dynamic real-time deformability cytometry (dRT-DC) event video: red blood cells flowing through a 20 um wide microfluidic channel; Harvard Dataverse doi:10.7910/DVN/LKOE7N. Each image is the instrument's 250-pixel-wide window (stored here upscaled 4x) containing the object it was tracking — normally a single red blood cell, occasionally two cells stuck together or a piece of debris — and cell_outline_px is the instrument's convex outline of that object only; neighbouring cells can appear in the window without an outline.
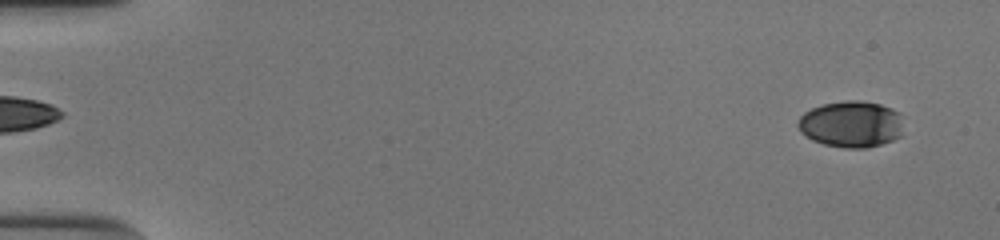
{"species": "human", "species_latin": "Homo sapiens", "temperature_condition": "cold", "stored_images_in_passage": 55, "camera_frame_rate_fps": 3000, "um_per_image_px": 0.085, "donor": {"sex": "male"}, "frame": {"image": 1, "passage_image": 4, "time_ms": 1.0, "image_size_px": [1000, 240], "cell_outline_px": [[904, 136], [868, 148], [844, 148], [824, 144], [812, 140], [800, 132], [796, 124], [800, 116], [804, 112], [812, 108], [824, 104], [844, 100], [860, 100], [880, 104], [892, 108], [900, 112]], "centroid_in_image_um": [72.37, 10.55], "position_along_channel_um": 12.6, "area_um2": 29.02}}
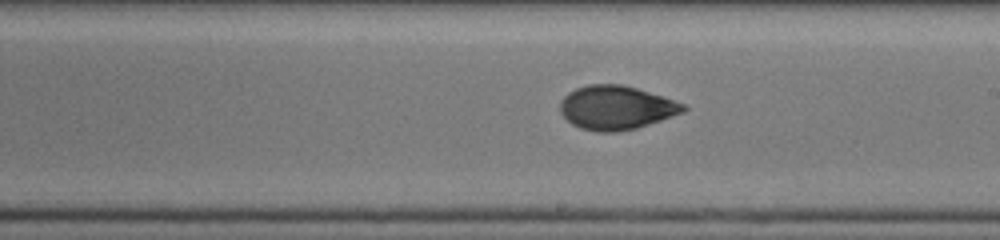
{"frame": {"image": 2, "passage_image": 33, "time_ms": 10.667, "image_size_px": [1000, 240], "cell_outline_px": [[688, 108], [684, 112], [636, 128], [616, 132], [596, 132], [580, 128], [572, 124], [560, 112], [560, 100], [568, 92], [576, 88], [588, 84], [620, 84], [636, 88], [684, 104]], "centroid_in_image_um": [52.33, 9.15], "position_along_channel_um": 236.7, "area_um2": 31.27}}
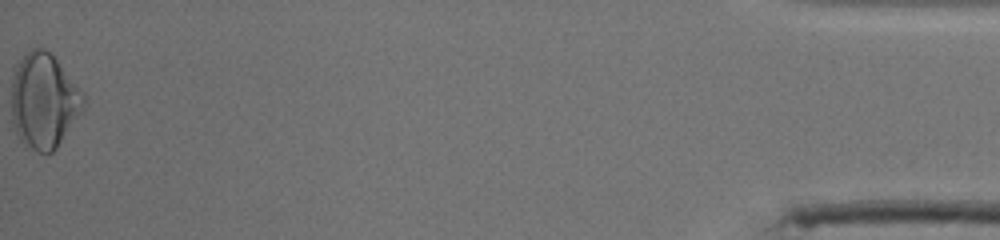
{"frame": {"image": 3, "passage_image": 55, "time_ms": 18.0, "image_size_px": [1000, 240], "cell_outline_px": [[84, 108], [56, 148], [52, 152], [36, 152], [24, 148], [16, 132], [12, 120], [12, 72], [20, 60], [32, 48], [44, 48], [56, 60], [84, 92]], "centroid_in_image_um": [3.71, 8.6], "position_along_channel_um": 431.5, "area_um2": 39.82}, "authors_computed_cell_mechanics": {"area_um2": 30.7496, "velocity_mm_per_s": 3.8874, "shape_relaxation_time_tau1_ms": 5.2968, "shape_relaxation_time_tau2_ms": 1.6344, "deformation_change_tau1": 0.1483, "deformation_change_tau2": 0.0596}}